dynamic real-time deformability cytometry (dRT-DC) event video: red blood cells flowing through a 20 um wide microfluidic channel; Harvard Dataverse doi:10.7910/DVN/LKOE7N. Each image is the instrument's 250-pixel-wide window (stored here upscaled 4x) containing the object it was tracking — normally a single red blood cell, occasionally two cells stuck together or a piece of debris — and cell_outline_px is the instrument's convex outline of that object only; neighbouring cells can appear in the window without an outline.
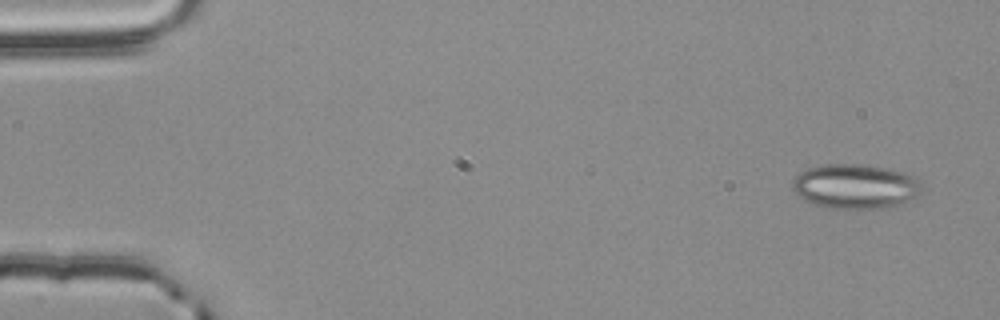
{"species": "common noctule bat (a hibernating species)", "species_latin": "Nyctalus noctula", "temperature_condition": "room temperature", "stored_images_in_passage": 53, "segment_of_instrument_passage": [1, 2], "camera_frame_rate_fps": 3000, "um_per_image_px": 0.085, "animal": {"sex": "male", "body_mass_g": 20.4}, "frame": {"image": 1, "passage_image": 1, "time_ms": 0.0, "image_size_px": [1000, 320], "cell_outline_px": [[920, 196], [904, 204], [884, 208], [828, 208], [812, 204], [804, 200], [792, 188], [792, 184], [796, 176], [800, 172], [808, 168], [824, 164], [856, 164], [888, 168], [904, 172], [916, 176], [920, 180]], "centroid_in_image_um": [72.75, 15.85], "position_along_channel_um": 12.3, "area_um2": 33.93}}